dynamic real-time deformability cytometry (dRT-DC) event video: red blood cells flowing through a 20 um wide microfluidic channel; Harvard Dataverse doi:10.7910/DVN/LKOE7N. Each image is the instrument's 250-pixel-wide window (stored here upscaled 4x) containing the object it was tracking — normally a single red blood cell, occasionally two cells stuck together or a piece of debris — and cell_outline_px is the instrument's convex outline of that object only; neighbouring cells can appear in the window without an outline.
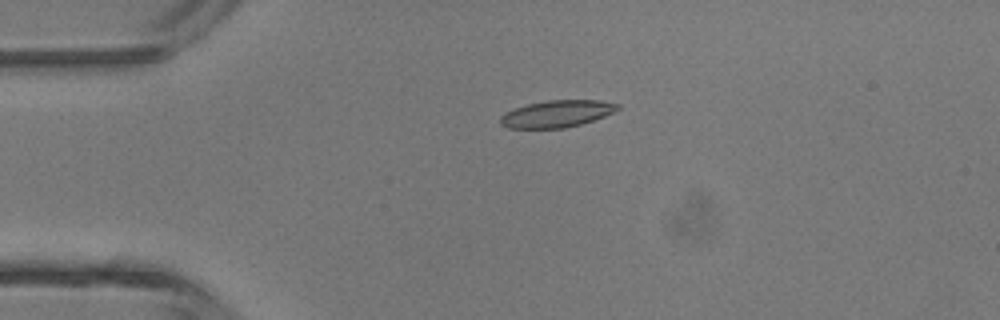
{"species": "common noctule bat (a hibernating species)", "species_latin": "Nyctalus noctula", "temperature_condition": "room temperature", "stored_images_in_passage": 3, "camera_frame_rate_fps": 3000, "um_per_image_px": 0.085, "animal": {"sex": "male", "body_mass_g": 13.3}, "frame": {"image": 1, "passage_image": 2, "time_ms": 1.0, "image_size_px": [1000, 320], "cell_outline_px": [[620, 108], [604, 116], [580, 124], [564, 128], [508, 128], [500, 124], [500, 116], [504, 112], [512, 108], [528, 104], [548, 100], [600, 100], [620, 104]], "centroid_in_image_um": [47.29, 9.66], "position_along_channel_um": 37.7, "area_um2": 18.44}}